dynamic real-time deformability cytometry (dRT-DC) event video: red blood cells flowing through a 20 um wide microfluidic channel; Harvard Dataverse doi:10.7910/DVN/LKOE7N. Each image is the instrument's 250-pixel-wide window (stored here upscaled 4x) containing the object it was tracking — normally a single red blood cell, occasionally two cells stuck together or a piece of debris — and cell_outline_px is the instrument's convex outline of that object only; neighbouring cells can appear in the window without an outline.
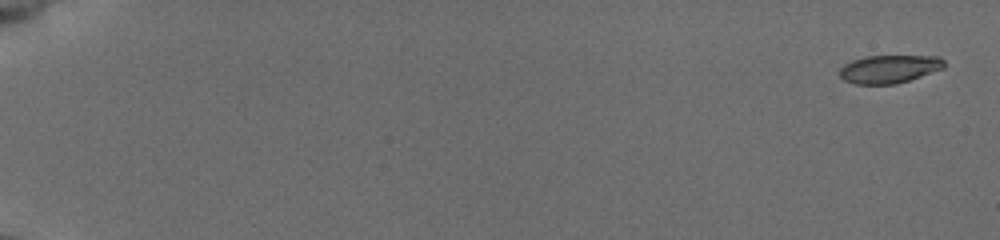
{"species": "common noctule bat (a hibernating species)", "species_latin": "Nyctalus noctula", "temperature_condition": "cold", "stored_images_in_passage": 54, "camera_frame_rate_fps": 3000, "um_per_image_px": 0.085, "animal": {"sex": "female", "body_mass_g": 19.5, "forearm_length_mm": 54.1}, "frame": {"image": 1, "passage_image": 1, "time_ms": 0.0, "image_size_px": [1000, 240], "cell_outline_px": [[944, 68], [896, 84], [856, 84], [844, 80], [840, 76], [840, 68], [844, 64], [852, 60], [864, 56], [940, 56], [944, 60]], "centroid_in_image_um": [75.57, 5.86], "position_along_channel_um": 9.4, "area_um2": 17.05}}
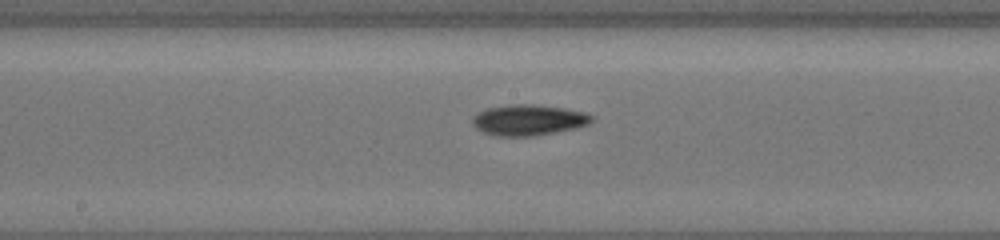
{"frame": {"image": 2, "passage_image": 31, "time_ms": 10.0, "image_size_px": [1000, 240], "cell_outline_px": [[592, 120], [588, 124], [576, 128], [556, 132], [532, 136], [492, 136], [476, 128], [472, 124], [472, 116], [488, 108], [512, 104], [532, 104], [564, 108], [584, 112], [592, 116]], "centroid_in_image_um": [44.9, 10.21], "position_along_channel_um": 203.3, "area_um2": 21.33}}
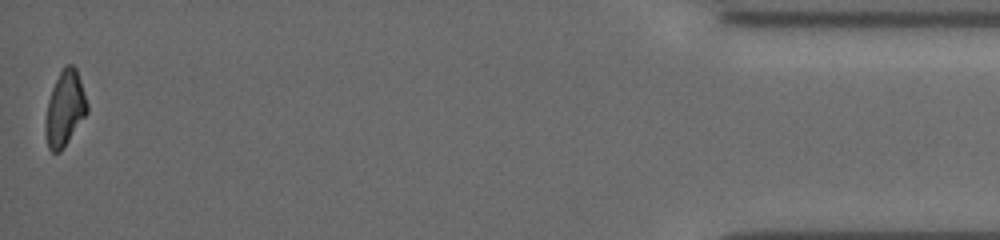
{"frame": {"image": 3, "passage_image": 54, "time_ms": 17.667, "image_size_px": [1000, 240], "cell_outline_px": [[88, 112], [60, 152], [52, 152], [48, 148], [44, 132], [44, 120], [48, 100], [52, 88], [64, 64], [72, 64], [76, 68], [88, 104]], "centroid_in_image_um": [5.49, 9.23], "position_along_channel_um": 429.7, "area_um2": 18.32}, "authors_computed_cell_mechanics": {"area_um2": 19.0451, "velocity_mm_per_s": 3.923, "shape_relaxation_time_tau1_ms": 3.54, "shape_relaxation_time_tau2_ms": 5.8041, "deformation_change_tau1": 0.1381, "deformation_change_tau2": 0.1216}}